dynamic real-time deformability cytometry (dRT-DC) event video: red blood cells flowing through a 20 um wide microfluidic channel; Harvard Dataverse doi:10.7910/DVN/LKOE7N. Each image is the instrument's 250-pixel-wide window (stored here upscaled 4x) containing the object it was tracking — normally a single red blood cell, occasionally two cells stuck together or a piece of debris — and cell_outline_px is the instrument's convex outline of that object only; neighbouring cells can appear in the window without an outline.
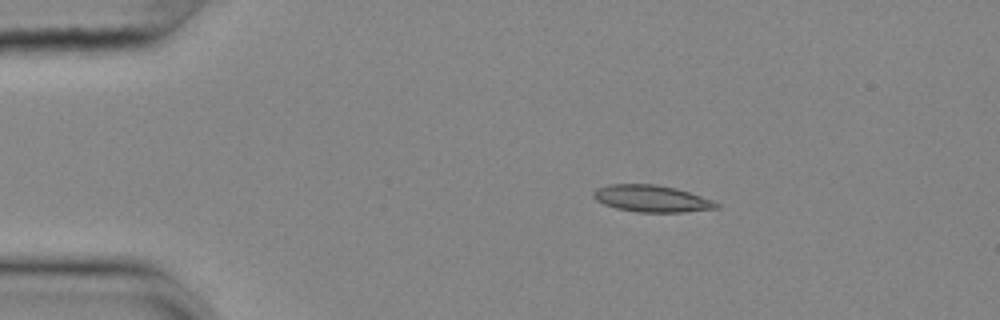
{"species": "common noctule bat (a hibernating species)", "species_latin": "Nyctalus noctula", "temperature_condition": "cold", "stored_images_in_passage": 14, "segment_of_instrument_passage": [2, 2], "camera_frame_rate_fps": 3000, "um_per_image_px": 0.085, "animal": {"sex": "female", "body_mass_g": 25.1}, "frame": {"image": 1, "passage_image": 14, "time_ms": 4.333, "image_size_px": [1000, 320], "cell_outline_px": [[720, 208], [684, 212], [636, 212], [616, 208], [604, 204], [596, 200], [592, 196], [592, 192], [596, 188], [608, 184], [656, 184], [676, 188], [712, 200], [720, 204]], "centroid_in_image_um": [55.37, 16.88], "position_along_channel_um": 29.6, "area_um2": 19.31}}